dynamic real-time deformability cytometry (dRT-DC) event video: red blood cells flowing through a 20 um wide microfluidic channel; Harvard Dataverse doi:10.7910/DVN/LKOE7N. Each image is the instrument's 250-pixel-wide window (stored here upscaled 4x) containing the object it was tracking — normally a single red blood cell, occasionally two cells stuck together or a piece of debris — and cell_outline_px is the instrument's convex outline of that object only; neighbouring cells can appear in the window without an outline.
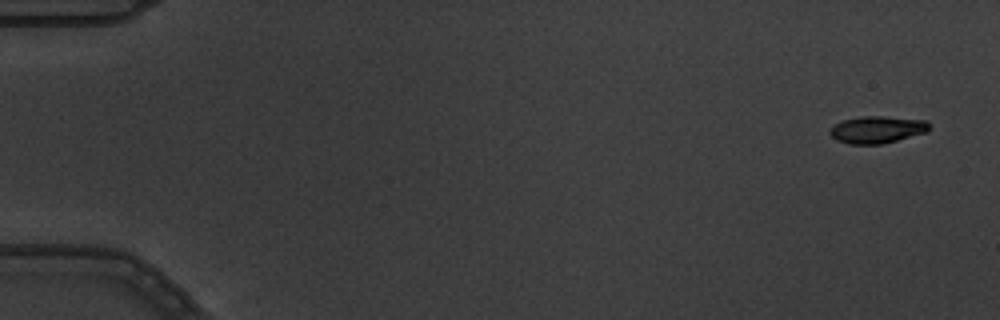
{"species": "common noctule bat (a hibernating species)", "species_latin": "Nyctalus noctula", "temperature_condition": "warm", "stored_images_in_passage": 5, "camera_frame_rate_fps": 3000, "um_per_image_px": 0.085, "animal": {"sex": "male", "body_mass_g": 19.5, "forearm_length_mm": 54.6}, "frame": {"image": 1, "passage_image": 1, "time_ms": 0.0, "image_size_px": [1000, 320], "cell_outline_px": [[932, 128], [928, 132], [880, 144], [848, 144], [836, 140], [828, 132], [840, 120], [860, 116], [884, 116], [924, 120]], "centroid_in_image_um": [74.55, 11.01], "position_along_channel_um": 10.5, "area_um2": 15.72}}
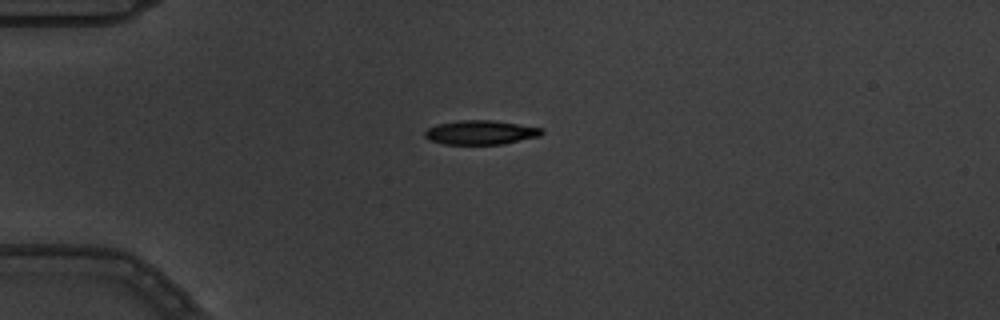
{"frame": {"image": 2, "passage_image": 4, "time_ms": 1.0, "image_size_px": [1000, 320], "cell_outline_px": [[544, 132], [540, 136], [504, 144], [444, 144], [428, 140], [424, 136], [424, 132], [428, 128], [436, 124], [460, 120], [496, 120], [544, 128]], "centroid_in_image_um": [40.87, 11.25], "position_along_channel_um": 44.1, "area_um2": 16.7}}